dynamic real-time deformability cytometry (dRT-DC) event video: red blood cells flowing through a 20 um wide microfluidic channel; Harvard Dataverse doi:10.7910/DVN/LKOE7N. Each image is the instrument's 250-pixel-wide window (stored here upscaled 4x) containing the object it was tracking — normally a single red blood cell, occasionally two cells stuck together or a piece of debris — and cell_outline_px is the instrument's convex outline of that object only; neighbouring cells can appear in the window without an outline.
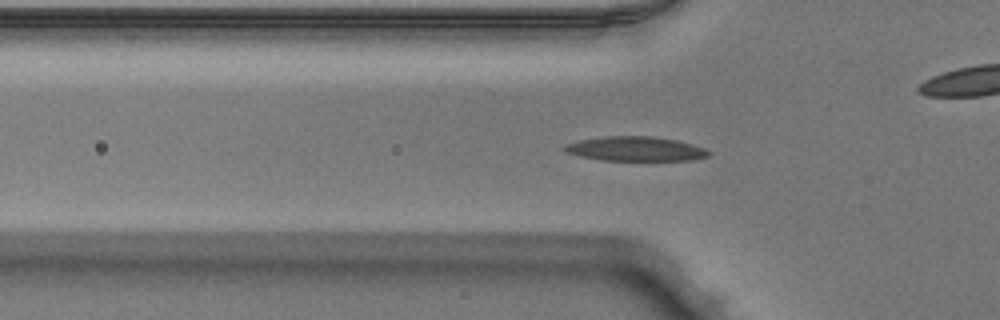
{"species": "Egyptian fruit bat (a non-hibernating species)", "species_latin": "Rousettus aegyptiacus", "temperature_condition": "warm", "stored_images_in_passage": 39, "camera_frame_rate_fps": 3000, "um_per_image_px": 0.085, "animal": {"sex": "male"}, "frame": {"image": 1, "passage_image": 4, "time_ms": 1.0, "image_size_px": [1000, 320], "cell_outline_px": [[712, 152], [708, 156], [692, 160], [600, 160], [580, 156], [564, 152], [560, 148], [564, 144], [580, 140], [604, 136], [652, 136], [676, 140], [692, 144], [704, 148]], "centroid_in_image_um": [53.97, 12.65], "position_along_channel_um": 71.8, "area_um2": 20.63}}
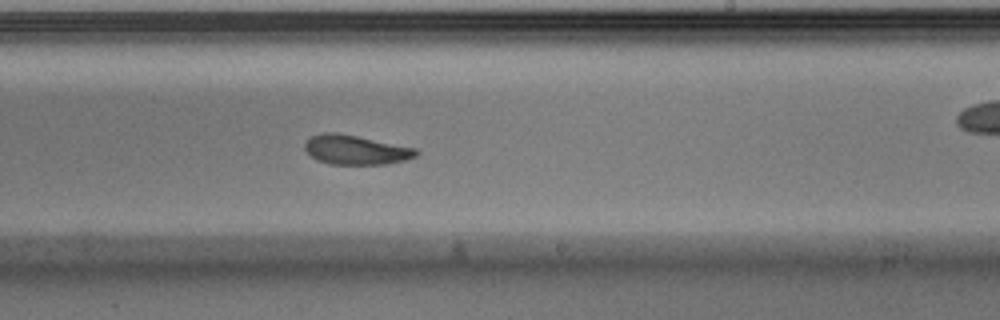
{"frame": {"image": 2, "passage_image": 18, "time_ms": 5.667, "image_size_px": [1000, 320], "cell_outline_px": [[420, 152], [416, 156], [404, 160], [384, 164], [332, 164], [320, 160], [312, 156], [304, 148], [304, 144], [312, 136], [324, 132], [336, 132], [416, 148]], "centroid_in_image_um": [30.25, 12.73], "position_along_channel_um": 258.7, "area_um2": 18.73}}
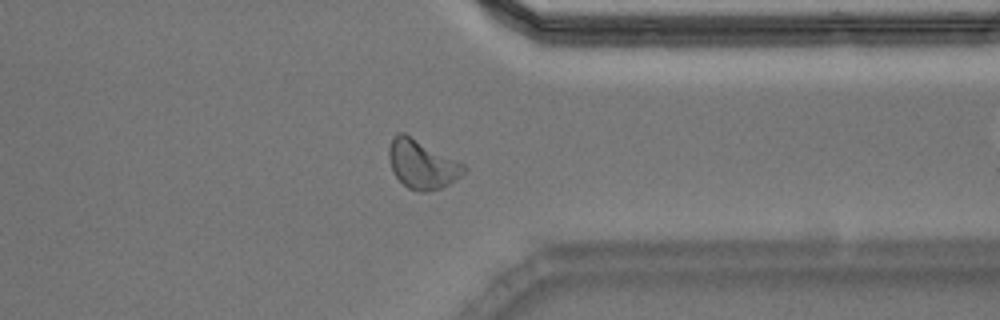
{"frame": {"image": 3, "passage_image": 27, "time_ms": 8.667, "image_size_px": [1000, 320], "cell_outline_px": [[468, 168], [456, 180], [440, 188], [428, 192], [420, 192], [408, 188], [392, 172], [388, 156], [388, 148], [392, 136], [396, 132], [404, 132], [412, 136], [464, 164]], "centroid_in_image_um": [35.84, 13.94], "position_along_channel_um": 375.6, "area_um2": 21.44}, "authors_computed_cell_mechanics": {"area_um2": 20.0566, "velocity_mm_per_s": 3.9896, "shape_relaxation_time_tau1_ms": 4.0973, "shape_relaxation_time_tau2_ms": 2.5714, "deformation_change_tau1": 0.1568, "deformation_change_tau2": 0.0923}}